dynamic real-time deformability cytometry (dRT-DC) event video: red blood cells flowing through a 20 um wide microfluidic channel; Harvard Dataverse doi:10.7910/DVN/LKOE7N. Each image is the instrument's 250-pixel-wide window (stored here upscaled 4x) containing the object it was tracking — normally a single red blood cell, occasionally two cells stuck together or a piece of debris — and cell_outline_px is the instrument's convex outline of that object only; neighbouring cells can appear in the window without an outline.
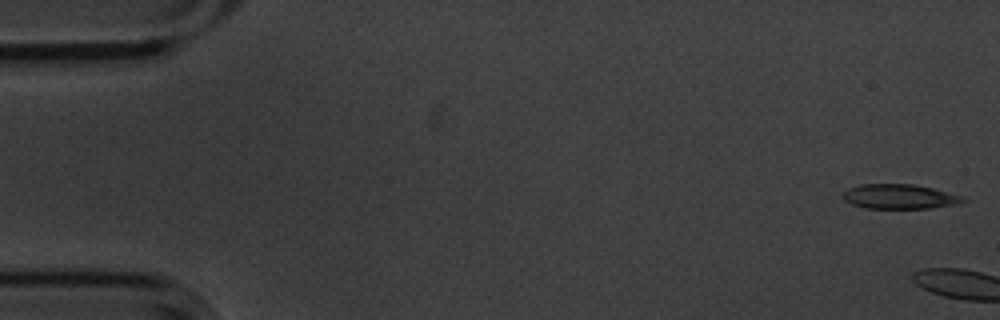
{"species": "common noctule bat (a hibernating species)", "species_latin": "Nyctalus noctula", "temperature_condition": "cold", "stored_images_in_passage": 3, "camera_frame_rate_fps": 3000, "um_per_image_px": 0.085, "animal": {"sex": "male", "body_mass_g": 20.1, "forearm_length_mm": 53.5}, "frame": {"image": 1, "passage_image": 1, "time_ms": 0.0, "image_size_px": [1000, 320], "cell_outline_px": [[968, 200], [960, 204], [932, 208], [864, 208], [852, 204], [844, 200], [840, 196], [848, 188], [860, 184], [912, 184], [932, 188], [964, 196]], "centroid_in_image_um": [76.48, 16.71], "position_along_channel_um": 8.5, "area_um2": 17.46}}